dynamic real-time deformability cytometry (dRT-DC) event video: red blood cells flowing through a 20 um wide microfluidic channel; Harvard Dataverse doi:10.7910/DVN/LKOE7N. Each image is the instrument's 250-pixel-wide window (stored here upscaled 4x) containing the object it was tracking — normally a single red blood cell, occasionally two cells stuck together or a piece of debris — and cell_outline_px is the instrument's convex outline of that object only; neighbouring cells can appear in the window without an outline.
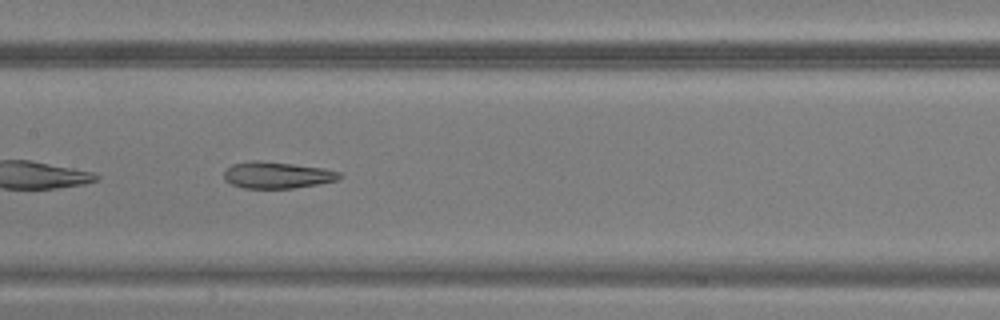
{"species": "common noctule bat (a hibernating species)", "species_latin": "Nyctalus noctula", "temperature_condition": "warm", "stored_images_in_passage": 11, "camera_frame_rate_fps": 3000, "um_per_image_px": 0.085, "animal": {"sex": "male", "body_mass_g": 20.5, "forearm_length_mm": 52.5}, "frame": {"image": 1, "passage_image": 11, "time_ms": 3.333, "image_size_px": [1000, 320], "cell_outline_px": [[344, 176], [336, 180], [316, 184], [292, 188], [244, 188], [232, 184], [224, 180], [224, 172], [232, 164], [252, 160], [260, 160], [324, 168], [340, 172]], "centroid_in_image_um": [23.54, 14.87], "position_along_channel_um": 183.9, "area_um2": 17.8}}